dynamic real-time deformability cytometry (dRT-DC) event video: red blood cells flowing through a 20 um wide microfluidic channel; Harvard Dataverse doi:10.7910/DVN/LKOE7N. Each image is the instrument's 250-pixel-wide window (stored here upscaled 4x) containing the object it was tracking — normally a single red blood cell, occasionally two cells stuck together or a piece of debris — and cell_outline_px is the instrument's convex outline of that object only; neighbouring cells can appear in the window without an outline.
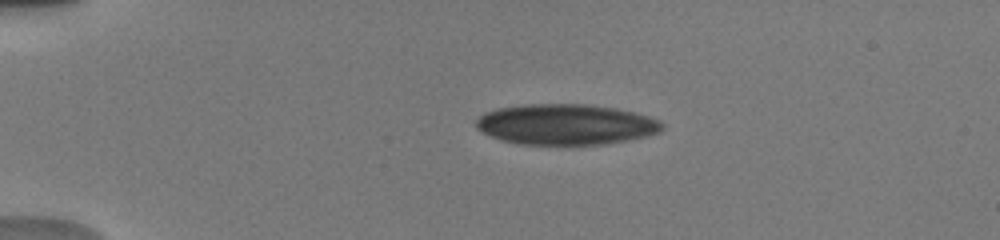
{"species": "human", "species_latin": "Homo sapiens", "temperature_condition": "warm", "stored_images_in_passage": 7, "camera_frame_rate_fps": 3000, "um_per_image_px": 0.085, "donor": {"sex": "male"}, "frame": {"image": 1, "passage_image": 3, "time_ms": 1.333, "image_size_px": [1000, 240], "cell_outline_px": [[664, 128], [660, 132], [648, 136], [628, 140], [604, 144], [520, 144], [500, 140], [480, 132], [476, 128], [476, 120], [484, 112], [496, 108], [524, 104], [588, 104], [616, 108], [636, 112], [660, 120], [664, 124]], "centroid_in_image_um": [48.1, 10.57], "position_along_channel_um": 36.9, "area_um2": 44.51}}
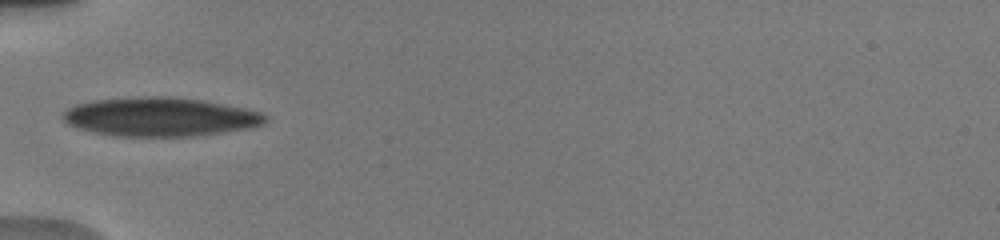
{"frame": {"image": 2, "passage_image": 6, "time_ms": 3.667, "image_size_px": [1000, 240], "cell_outline_px": [[268, 120], [264, 124], [248, 128], [224, 132], [192, 136], [112, 136], [92, 132], [76, 128], [68, 124], [64, 120], [64, 112], [68, 108], [76, 104], [92, 100], [136, 96], [172, 96], [204, 100], [264, 112], [268, 116]], "centroid_in_image_um": [13.62, 9.92], "position_along_channel_um": 71.4, "area_um2": 46.3}}